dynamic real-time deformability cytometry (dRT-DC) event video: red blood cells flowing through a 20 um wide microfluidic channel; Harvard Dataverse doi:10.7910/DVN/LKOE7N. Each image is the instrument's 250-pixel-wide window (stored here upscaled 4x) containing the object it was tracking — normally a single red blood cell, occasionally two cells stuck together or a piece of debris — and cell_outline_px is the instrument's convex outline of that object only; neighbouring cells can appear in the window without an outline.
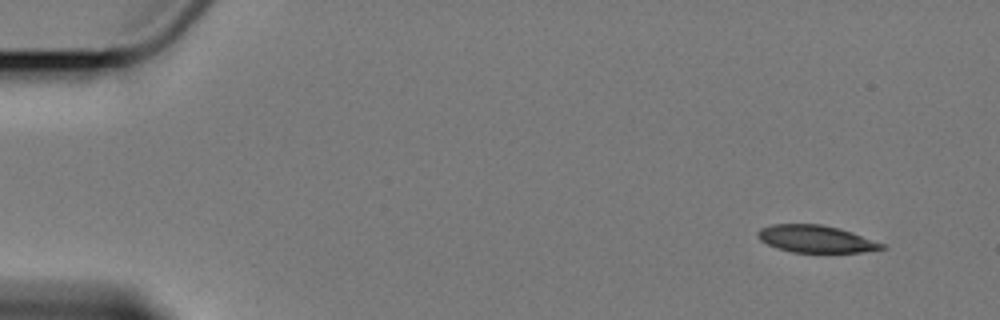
{"species": "Egyptian fruit bat (a non-hibernating species)", "species_latin": "Rousettus aegyptiacus", "temperature_condition": "cold", "stored_images_in_passage": 6, "camera_frame_rate_fps": 3000, "um_per_image_px": 0.085, "animal": {"sex": "female"}, "frame": {"image": 1, "passage_image": 1, "time_ms": 0.0, "image_size_px": [1000, 320], "cell_outline_px": [[888, 248], [860, 252], [792, 252], [776, 248], [760, 240], [756, 236], [756, 232], [760, 228], [772, 224], [820, 224], [852, 232], [888, 244]], "centroid_in_image_um": [69.37, 20.31], "position_along_channel_um": 15.6, "area_um2": 19.83}}
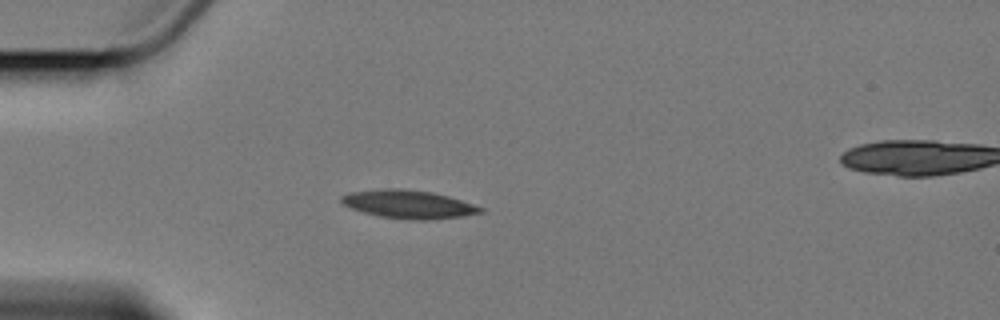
{"frame": {"image": 2, "passage_image": 4, "time_ms": 4.0, "image_size_px": [1000, 320], "cell_outline_px": [[484, 212], [460, 216], [428, 220], [416, 220], [380, 216], [364, 212], [352, 208], [344, 204], [340, 200], [340, 196], [348, 192], [388, 188], [400, 188], [432, 192], [448, 196], [484, 208]], "centroid_in_image_um": [34.7, 17.35], "position_along_channel_um": 50.3, "area_um2": 22.66}}
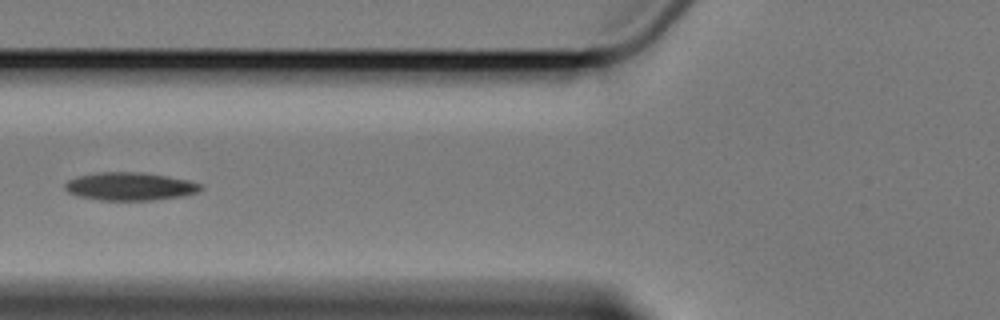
{"frame": {"image": 3, "passage_image": 6, "time_ms": 6.333, "image_size_px": [1000, 320], "cell_outline_px": [[204, 188], [196, 192], [184, 196], [152, 200], [100, 200], [80, 196], [68, 192], [64, 188], [64, 184], [68, 180], [76, 176], [96, 172], [140, 172], [188, 180], [200, 184]], "centroid_in_image_um": [11.01, 15.84], "position_along_channel_um": 114.8, "area_um2": 22.08}}